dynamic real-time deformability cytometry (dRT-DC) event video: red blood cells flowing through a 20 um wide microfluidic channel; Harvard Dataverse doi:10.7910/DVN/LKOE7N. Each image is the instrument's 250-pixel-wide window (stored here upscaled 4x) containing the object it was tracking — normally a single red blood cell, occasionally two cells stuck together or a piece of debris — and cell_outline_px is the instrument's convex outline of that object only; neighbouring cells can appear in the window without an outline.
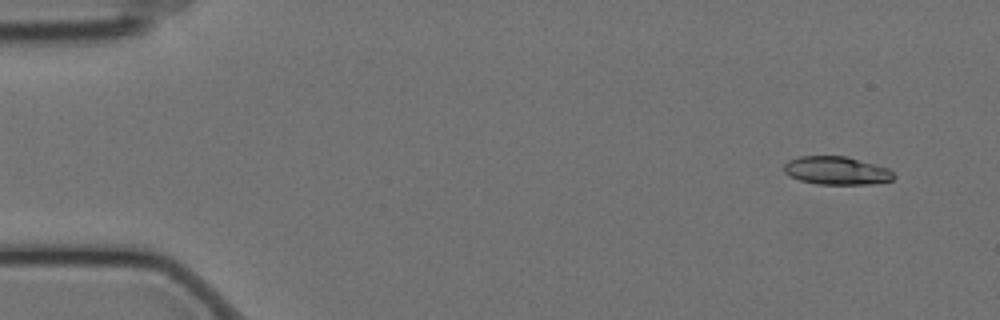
{"species": "Egyptian fruit bat (a non-hibernating species)", "species_latin": "Rousettus aegyptiacus", "temperature_condition": "cold", "stored_images_in_passage": 3, "camera_frame_rate_fps": 3000, "um_per_image_px": 0.085, "animal": {"sex": "female"}, "frame": {"image": 1, "passage_image": 1, "time_ms": 0.0, "image_size_px": [1000, 320], "cell_outline_px": [[896, 176], [892, 180], [872, 184], [816, 184], [800, 180], [788, 176], [784, 172], [784, 164], [788, 160], [800, 156], [844, 156], [888, 168]], "centroid_in_image_um": [71.07, 14.51], "position_along_channel_um": 13.9, "area_um2": 17.98}}